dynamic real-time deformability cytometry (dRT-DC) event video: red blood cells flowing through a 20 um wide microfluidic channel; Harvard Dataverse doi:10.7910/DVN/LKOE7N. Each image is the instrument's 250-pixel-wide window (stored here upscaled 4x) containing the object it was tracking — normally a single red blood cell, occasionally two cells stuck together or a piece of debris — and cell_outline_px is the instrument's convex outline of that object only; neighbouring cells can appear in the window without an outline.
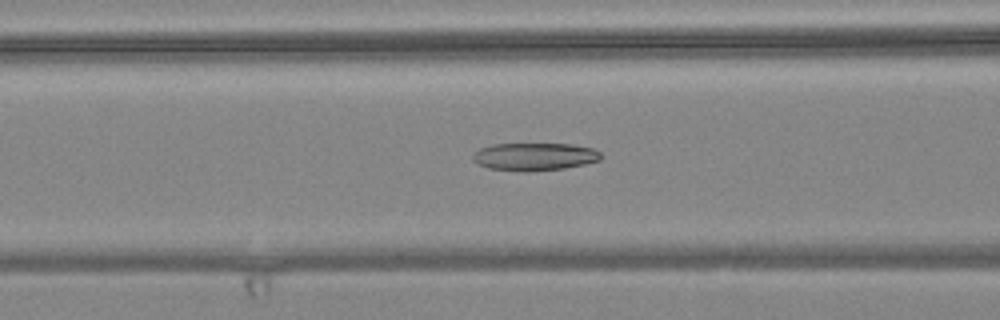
{"species": "common noctule bat (a hibernating species)", "species_latin": "Nyctalus noctula", "temperature_condition": "warm", "stored_images_in_passage": 36, "camera_frame_rate_fps": 3000, "um_per_image_px": 0.085, "animal": {"sex": "female", "body_mass_g": 24.6, "forearm_length_mm": 56.2}, "frame": {"image": 1, "passage_image": 10, "time_ms": 3.0, "image_size_px": [1000, 320], "cell_outline_px": [[604, 156], [600, 160], [584, 164], [564, 168], [528, 172], [520, 172], [488, 168], [476, 164], [472, 160], [472, 156], [480, 148], [492, 144], [572, 144], [592, 148], [600, 152]], "centroid_in_image_um": [45.42, 13.32], "position_along_channel_um": 121.2, "area_um2": 20.92}}
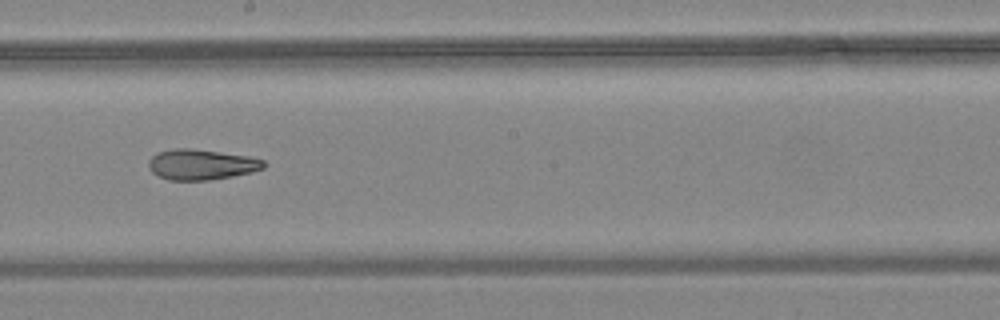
{"frame": {"image": 2, "passage_image": 19, "time_ms": 6.0, "image_size_px": [1000, 320], "cell_outline_px": [[264, 168], [252, 172], [232, 176], [208, 180], [168, 180], [156, 176], [148, 168], [148, 160], [156, 152], [176, 148], [188, 148], [220, 152], [248, 156], [264, 160]], "centroid_in_image_um": [17.06, 13.99], "position_along_channel_um": 231.1, "area_um2": 20.52}}
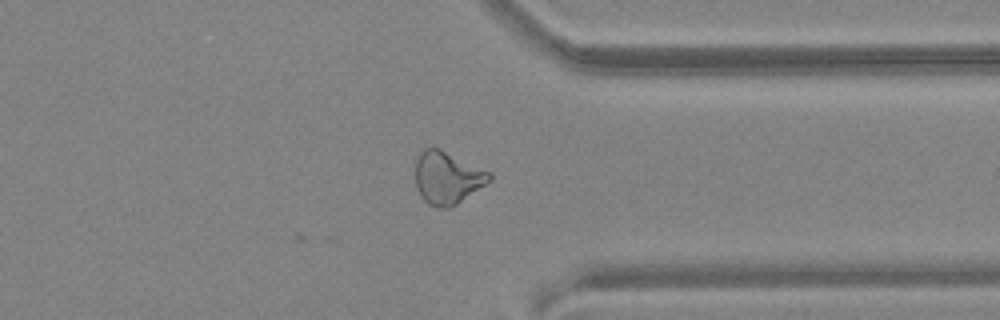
{"frame": {"image": 3, "passage_image": 31, "time_ms": 10.0, "image_size_px": [1000, 320], "cell_outline_px": [[492, 180], [456, 204], [448, 208], [440, 208], [428, 204], [420, 196], [416, 188], [416, 160], [420, 152], [424, 148], [440, 148], [492, 172]], "centroid_in_image_um": [38.03, 15.1], "position_along_channel_um": 373.4, "area_um2": 22.77}, "authors_computed_cell_mechanics": {"area_um2": 21.0681, "velocity_mm_per_s": 3.66, "shape_relaxation_time_tau1_ms": null, "shape_relaxation_time_tau2_ms": 4.9273, "deformation_change_tau1": null, "deformation_change_tau2": 0.1321}}